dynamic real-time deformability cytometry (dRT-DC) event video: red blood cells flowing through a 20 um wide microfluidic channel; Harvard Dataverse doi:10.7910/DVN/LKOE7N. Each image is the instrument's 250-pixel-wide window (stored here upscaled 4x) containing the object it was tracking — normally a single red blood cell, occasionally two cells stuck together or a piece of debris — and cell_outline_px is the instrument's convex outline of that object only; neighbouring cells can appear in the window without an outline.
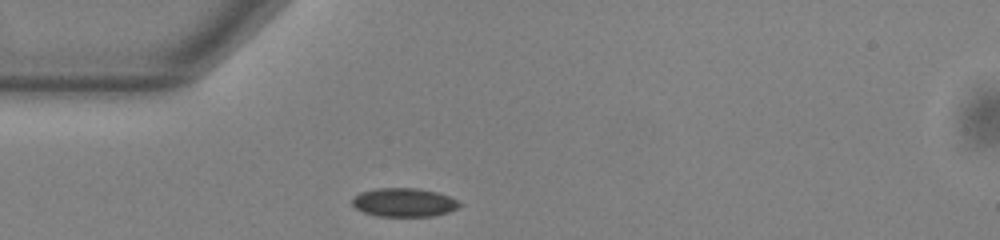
{"species": "common noctule bat (a hibernating species)", "species_latin": "Nyctalus noctula", "temperature_condition": "warm", "stored_images_in_passage": 40, "camera_frame_rate_fps": 3000, "um_per_image_px": 0.085, "animal": {"sex": "male", "body_mass_g": 13.0, "forearm_length_mm": 53.1}, "frame": {"image": 1, "passage_image": 1, "time_ms": 0.0, "image_size_px": [1000, 240], "cell_outline_px": [[460, 204], [456, 208], [448, 212], [432, 216], [376, 216], [364, 212], [356, 208], [352, 204], [352, 196], [360, 192], [376, 188], [416, 188], [436, 192], [448, 196], [456, 200]], "centroid_in_image_um": [34.28, 17.2], "position_along_channel_um": 50.7, "area_um2": 17.8}}
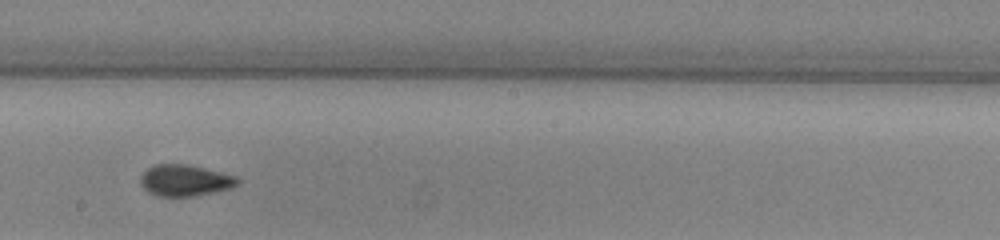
{"frame": {"image": 2, "passage_image": 16, "time_ms": 5.0, "image_size_px": [1000, 240], "cell_outline_px": [[240, 180], [232, 188], [192, 196], [156, 196], [148, 192], [140, 184], [140, 176], [152, 164], [188, 164], [236, 176]], "centroid_in_image_um": [15.68, 15.33], "position_along_channel_um": 232.5, "area_um2": 17.69}}
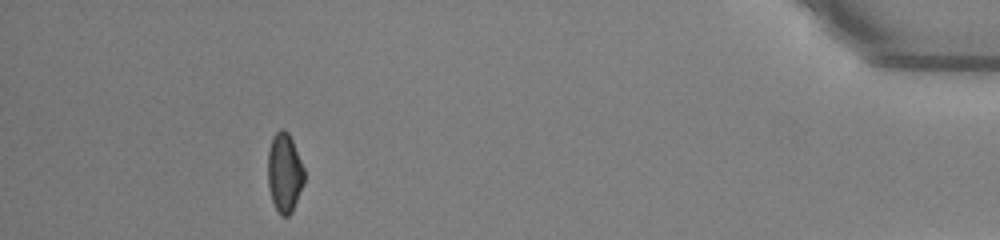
{"frame": {"image": 3, "passage_image": 35, "time_ms": 11.333, "image_size_px": [1000, 240], "cell_outline_px": [[304, 184], [292, 212], [288, 216], [280, 216], [272, 200], [268, 184], [268, 148], [272, 136], [280, 128], [284, 128], [288, 132], [292, 140], [304, 168]], "centroid_in_image_um": [24.18, 14.67], "position_along_channel_um": 411.0, "area_um2": 16.94}, "authors_computed_cell_mechanics": {"area_um2": 17.5423, "velocity_mm_per_s": 3.8339, "shape_relaxation_time_tau1_ms": 10.8131, "shape_relaxation_time_tau2_ms": 1.5589, "deformation_change_tau1": 0.1761, "deformation_change_tau2": 0.0535}}